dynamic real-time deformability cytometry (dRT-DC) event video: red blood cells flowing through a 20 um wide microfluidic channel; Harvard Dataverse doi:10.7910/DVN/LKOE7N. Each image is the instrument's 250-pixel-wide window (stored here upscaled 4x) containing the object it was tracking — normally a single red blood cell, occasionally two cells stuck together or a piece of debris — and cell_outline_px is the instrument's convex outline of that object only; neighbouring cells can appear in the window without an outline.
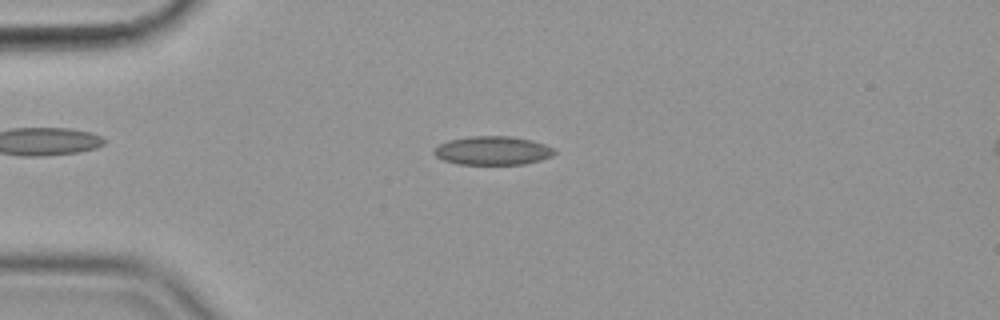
{"species": "common noctule bat (a hibernating species)", "species_latin": "Nyctalus noctula", "temperature_condition": "cold", "stored_images_in_passage": 55, "camera_frame_rate_fps": 3000, "um_per_image_px": 0.085, "animal": {"sex": "female", "body_mass_g": 19.9}, "frame": {"image": 1, "passage_image": 13, "time_ms": 4.0, "image_size_px": [1000, 320], "cell_outline_px": [[556, 152], [552, 156], [540, 160], [524, 164], [456, 164], [444, 160], [436, 156], [432, 152], [432, 148], [448, 140], [472, 136], [508, 136], [532, 140], [556, 148]], "centroid_in_image_um": [41.87, 12.8], "position_along_channel_um": 43.1, "area_um2": 20.23}}
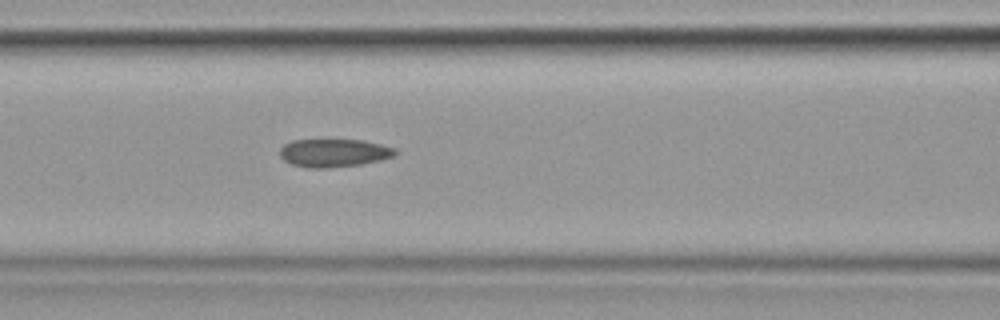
{"frame": {"image": 2, "passage_image": 23, "time_ms": 7.333, "image_size_px": [1000, 320], "cell_outline_px": [[400, 152], [396, 156], [380, 160], [360, 164], [328, 168], [308, 168], [292, 164], [284, 160], [280, 156], [280, 148], [284, 144], [292, 140], [364, 140], [396, 148]], "centroid_in_image_um": [28.41, 12.99], "position_along_channel_um": 138.2, "area_um2": 19.02}}
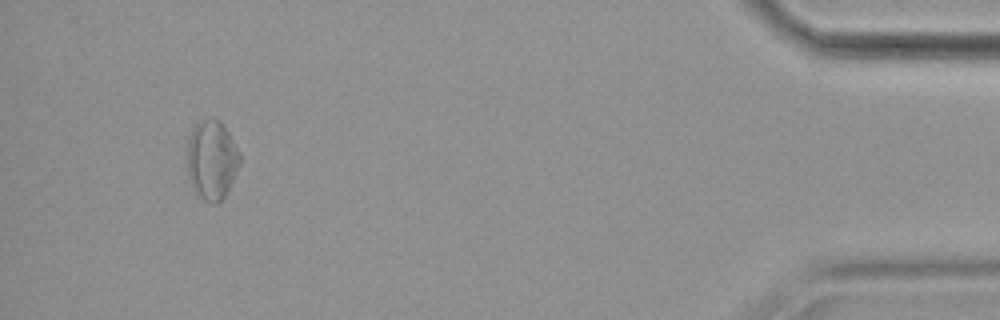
{"frame": {"image": 3, "passage_image": 52, "time_ms": 17.0, "image_size_px": [1000, 320], "cell_outline_px": [[240, 164], [224, 196], [216, 204], [212, 204], [204, 200], [200, 196], [192, 184], [188, 176], [188, 136], [192, 128], [200, 120], [220, 120], [224, 124], [240, 156]], "centroid_in_image_um": [17.99, 13.57], "position_along_channel_um": 417.2, "area_um2": 23.81}, "authors_computed_cell_mechanics": {"area_um2": 19.8832, "velocity_mm_per_s": 3.574, "shape_relaxation_time_tau1_ms": null, "shape_relaxation_time_tau2_ms": 3.8439, "deformation_change_tau1": null, "deformation_change_tau2": 0.1124}}